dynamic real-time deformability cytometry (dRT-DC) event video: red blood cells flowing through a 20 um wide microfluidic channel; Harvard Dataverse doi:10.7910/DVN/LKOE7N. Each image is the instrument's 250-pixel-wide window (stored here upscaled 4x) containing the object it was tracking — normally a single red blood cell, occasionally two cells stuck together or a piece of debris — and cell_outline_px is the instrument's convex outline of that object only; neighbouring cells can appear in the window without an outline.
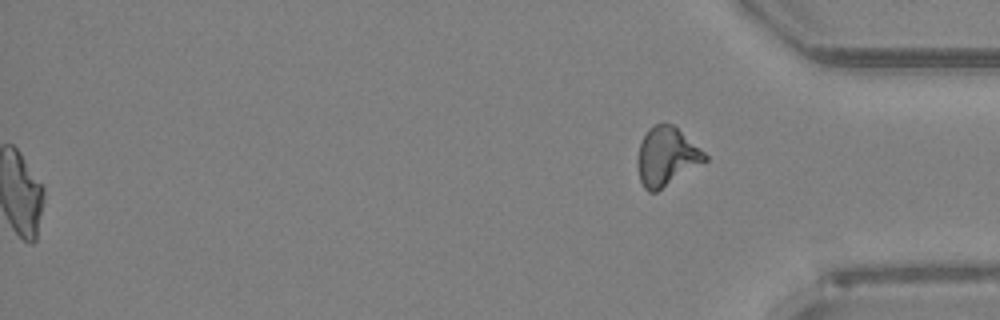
{"species": "Egyptian fruit bat (a non-hibernating species)", "species_latin": "Rousettus aegyptiacus", "temperature_condition": "room temperature", "stored_images_in_passage": 50, "segment_of_instrument_passage": [2, 2], "camera_frame_rate_fps": 3000, "um_per_image_px": 0.085, "animal": {"sex": "female"}, "frame": {"image": 1, "passage_image": 50, "time_ms": 16.333, "image_size_px": [1000, 320], "cell_outline_px": [[708, 160], [656, 192], [648, 192], [644, 188], [640, 180], [636, 164], [636, 160], [640, 144], [648, 128], [656, 124], [672, 124], [704, 152], [708, 156]], "centroid_in_image_um": [56.63, 13.33], "position_along_channel_um": 378.6, "area_um2": 22.77}}